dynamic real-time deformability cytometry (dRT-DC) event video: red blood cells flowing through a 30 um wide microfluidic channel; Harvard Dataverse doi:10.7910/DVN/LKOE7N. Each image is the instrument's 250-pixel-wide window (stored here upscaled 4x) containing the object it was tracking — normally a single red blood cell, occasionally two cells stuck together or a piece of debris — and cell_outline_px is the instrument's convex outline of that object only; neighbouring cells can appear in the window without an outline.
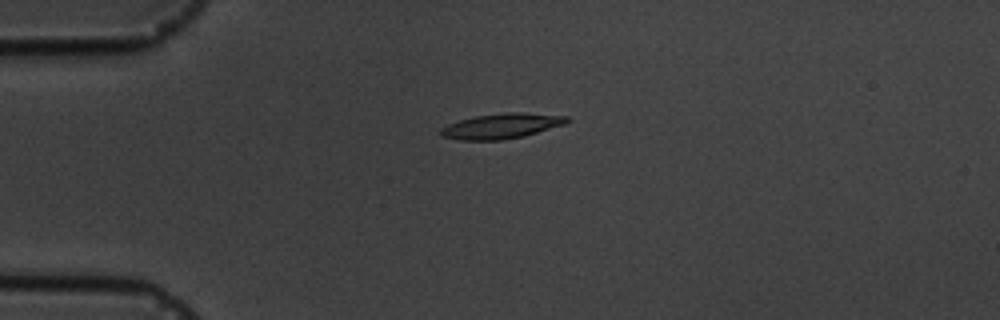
{"species": "common noctule bat (a hibernating species)", "species_latin": "Nyctalus noctula", "temperature_condition": "cold", "stored_images_in_passage": 1, "camera_frame_rate_fps": 3000, "um_per_image_px": 0.085, "animal": {"sex": "male", "body_mass_g": 19.5, "forearm_length_mm": 54.6}, "frame": {"image": 1, "passage_image": 1, "time_ms": 0.0, "image_size_px": [1000, 320], "cell_outline_px": [[572, 120], [564, 124], [524, 136], [500, 140], [460, 140], [440, 136], [440, 128], [448, 124], [460, 120], [476, 116], [508, 112], [520, 112], [568, 116]], "centroid_in_image_um": [42.62, 10.71], "position_along_channel_um": 42.4, "area_um2": 18.44}}